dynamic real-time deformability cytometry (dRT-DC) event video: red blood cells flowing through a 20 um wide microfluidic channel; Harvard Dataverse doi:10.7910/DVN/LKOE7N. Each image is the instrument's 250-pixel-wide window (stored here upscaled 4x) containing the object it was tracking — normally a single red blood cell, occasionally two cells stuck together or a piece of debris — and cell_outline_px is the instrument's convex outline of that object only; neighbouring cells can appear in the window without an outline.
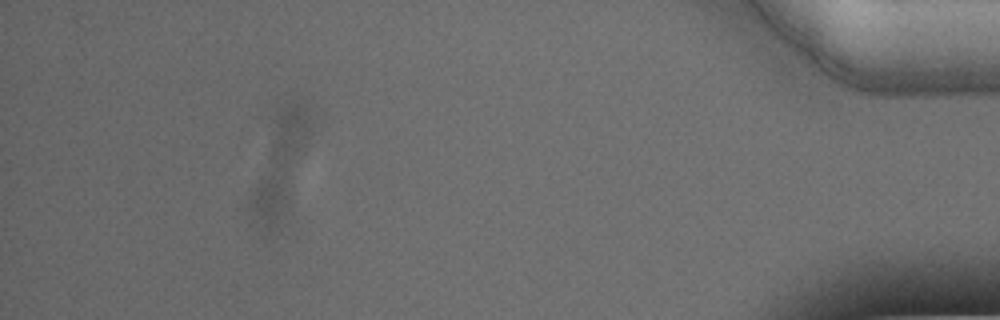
{"species": "Egyptian fruit bat (a non-hibernating species)", "species_latin": "Rousettus aegyptiacus", "temperature_condition": "warm", "stored_images_in_passage": 42, "segment_of_instrument_passage": [1, 2], "camera_frame_rate_fps": 3000, "um_per_image_px": 0.085, "animal": {"sex": "male"}, "frame": {"image": 1, "passage_image": 37, "time_ms": 12.0, "image_size_px": [1000, 320], "cell_outline_px": [[312, 132], [288, 208], [272, 232], [264, 236], [252, 220], [248, 204], [248, 196], [276, 116], [280, 108], [288, 104], [300, 104], [304, 108], [312, 124]], "centroid_in_image_um": [23.77, 14.22], "position_along_channel_um": 411.4, "area_um2": 34.62}}